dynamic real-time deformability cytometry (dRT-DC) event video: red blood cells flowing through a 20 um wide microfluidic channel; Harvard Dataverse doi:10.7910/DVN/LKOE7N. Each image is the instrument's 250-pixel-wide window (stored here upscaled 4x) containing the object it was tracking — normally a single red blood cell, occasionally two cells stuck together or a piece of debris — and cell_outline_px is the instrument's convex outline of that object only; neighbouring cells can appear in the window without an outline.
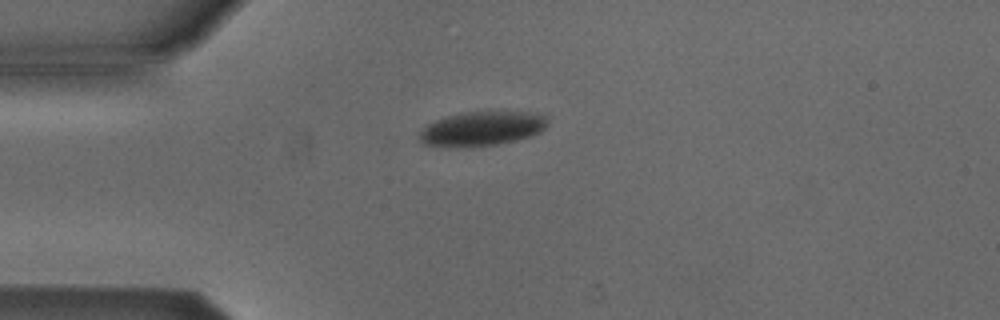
{"species": "Egyptian fruit bat (a non-hibernating species)", "species_latin": "Rousettus aegyptiacus", "temperature_condition": "cold", "stored_images_in_passage": 30, "camera_frame_rate_fps": 3000, "um_per_image_px": 0.085, "animal": {"sex": "male"}, "frame": {"image": 1, "passage_image": 1, "time_ms": 0.0, "image_size_px": [1000, 320], "cell_outline_px": [[548, 124], [540, 132], [528, 136], [496, 144], [424, 144], [420, 140], [420, 132], [424, 124], [444, 116], [488, 108], [504, 108], [536, 112], [548, 116]], "centroid_in_image_um": [41.08, 10.79], "position_along_channel_um": 43.9, "area_um2": 25.95}}
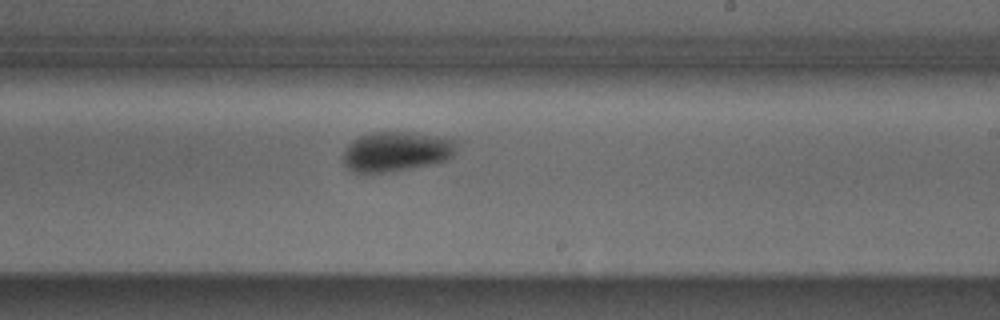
{"frame": {"image": 2, "passage_image": 19, "time_ms": 6.0, "image_size_px": [1000, 320], "cell_outline_px": [[456, 152], [448, 160], [408, 168], [384, 172], [352, 172], [344, 164], [344, 148], [352, 140], [360, 136], [372, 132], [416, 132], [456, 140]], "centroid_in_image_um": [33.68, 12.86], "position_along_channel_um": 255.3, "area_um2": 26.18}}
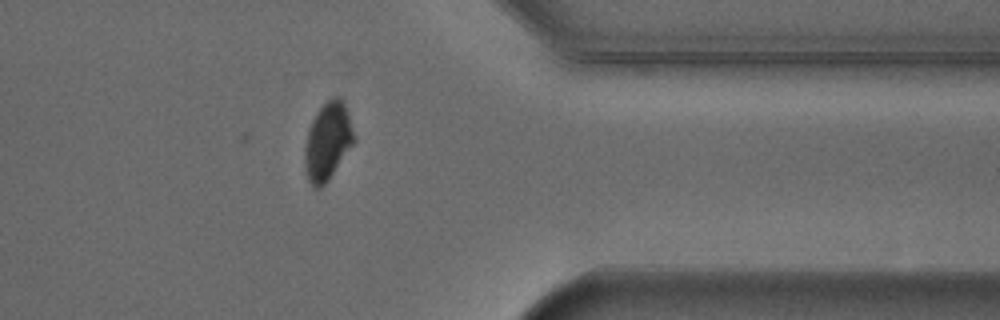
{"frame": {"image": 3, "passage_image": 30, "time_ms": 9.667, "image_size_px": [1000, 320], "cell_outline_px": [[356, 140], [328, 180], [320, 188], [312, 188], [308, 180], [304, 164], [304, 148], [308, 128], [316, 112], [332, 96], [340, 96], [348, 112], [356, 136]], "centroid_in_image_um": [27.85, 12.01], "position_along_channel_um": 383.5, "area_um2": 22.48}, "authors_computed_cell_mechanics": {"area_um2": 26.9059, "velocity_mm_per_s": 3.8511, "shape_relaxation_time_tau1_ms": 2.2038, "shape_relaxation_time_tau2_ms": null, "deformation_change_tau1": 0.0856, "deformation_change_tau2": null}}